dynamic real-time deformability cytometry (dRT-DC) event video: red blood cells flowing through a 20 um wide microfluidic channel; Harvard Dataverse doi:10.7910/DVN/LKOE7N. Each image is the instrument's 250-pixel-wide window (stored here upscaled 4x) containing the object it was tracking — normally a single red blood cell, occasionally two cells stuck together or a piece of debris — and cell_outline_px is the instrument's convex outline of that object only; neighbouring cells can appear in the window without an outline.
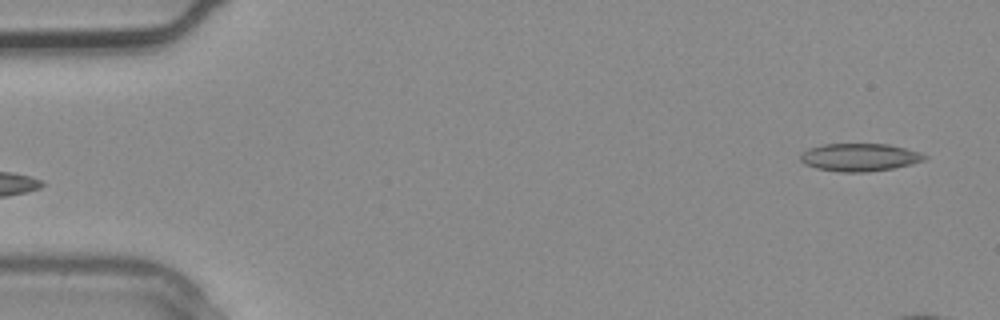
{"species": "common noctule bat (a hibernating species)", "species_latin": "Nyctalus noctula", "temperature_condition": "warm", "stored_images_in_passage": 2, "segment_of_instrument_passage": [2, 2], "camera_frame_rate_fps": 3000, "um_per_image_px": 0.085, "animal": {"sex": "male", "body_mass_g": 20.4}, "frame": {"image": 1, "passage_image": 2, "time_ms": 0.333, "image_size_px": [1000, 320], "cell_outline_px": [[928, 156], [924, 160], [912, 164], [892, 168], [868, 172], [840, 172], [816, 168], [804, 164], [800, 160], [800, 152], [808, 148], [824, 144], [888, 144], [920, 152]], "centroid_in_image_um": [73.03, 13.37], "position_along_channel_um": 12.0, "area_um2": 20.17}}